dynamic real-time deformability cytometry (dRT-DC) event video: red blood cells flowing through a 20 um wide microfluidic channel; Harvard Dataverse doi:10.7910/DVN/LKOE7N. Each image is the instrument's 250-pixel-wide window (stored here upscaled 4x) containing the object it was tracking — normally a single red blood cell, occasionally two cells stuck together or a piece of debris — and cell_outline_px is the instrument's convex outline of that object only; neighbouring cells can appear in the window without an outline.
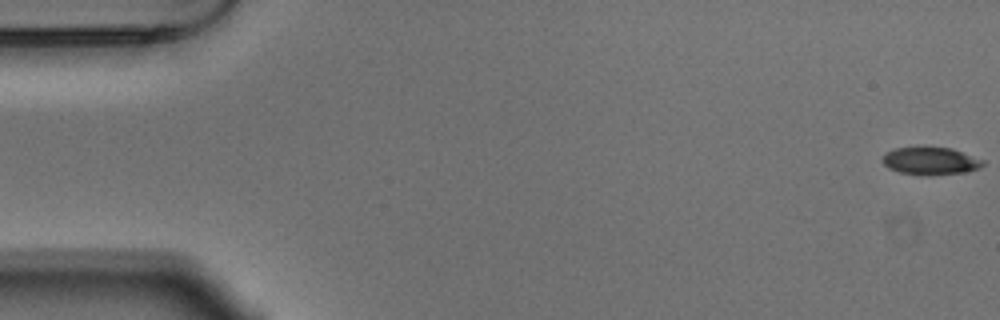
{"species": "Egyptian fruit bat (a non-hibernating species)", "species_latin": "Rousettus aegyptiacus", "temperature_condition": "warm", "stored_images_in_passage": 55, "camera_frame_rate_fps": 3000, "um_per_image_px": 0.085, "animal": {"sex": "male"}, "frame": {"image": 1, "passage_image": 1, "time_ms": 0.0, "image_size_px": [1000, 320], "cell_outline_px": [[984, 164], [980, 168], [964, 172], [932, 176], [924, 176], [900, 172], [888, 168], [880, 160], [884, 152], [896, 148], [924, 144], [952, 148], [984, 160]], "centroid_in_image_um": [79.04, 13.64], "position_along_channel_um": 6.0, "area_um2": 17.05}}
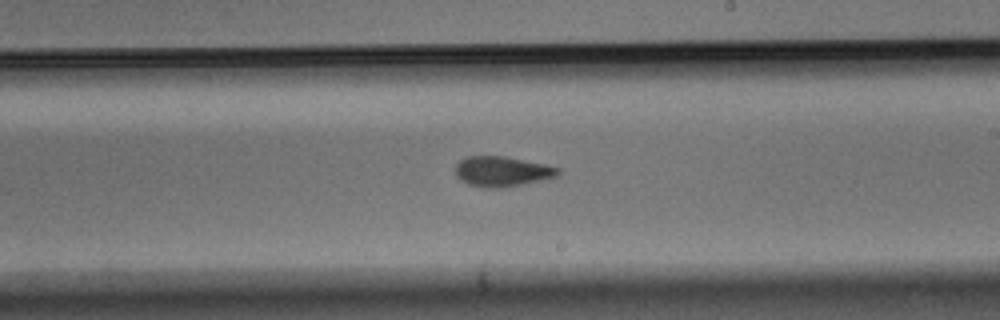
{"frame": {"image": 2, "passage_image": 32, "time_ms": 10.333, "image_size_px": [1000, 320], "cell_outline_px": [[560, 172], [556, 176], [544, 180], [504, 188], [484, 188], [468, 184], [460, 180], [456, 176], [456, 164], [460, 160], [468, 156], [504, 156], [544, 164], [560, 168]], "centroid_in_image_um": [42.67, 14.58], "position_along_channel_um": 246.3, "area_um2": 18.15}}
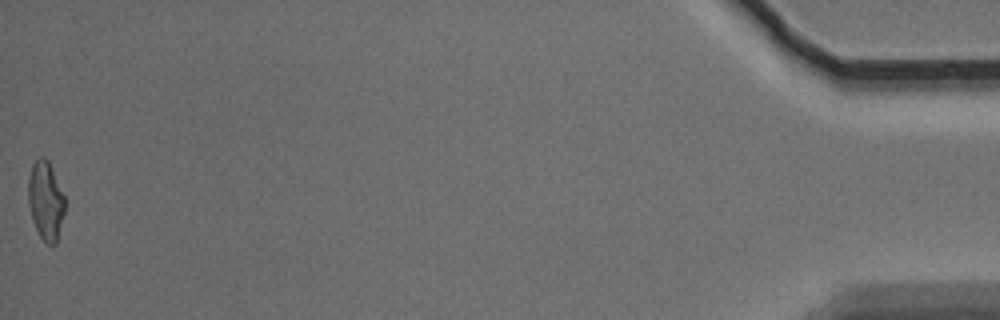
{"frame": {"image": 3, "passage_image": 55, "time_ms": 18.0, "image_size_px": [1000, 320], "cell_outline_px": [[64, 212], [56, 244], [48, 244], [40, 236], [32, 220], [28, 204], [28, 176], [32, 164], [40, 156], [44, 156], [48, 160], [52, 168], [64, 196]], "centroid_in_image_um": [3.86, 17.02], "position_along_channel_um": 431.3, "area_um2": 16.7}, "authors_computed_cell_mechanics": {"area_um2": 17.3978, "velocity_mm_per_s": 3.7137, "shape_relaxation_time_tau1_ms": 5.5618, "shape_relaxation_time_tau2_ms": 3.8706, "deformation_change_tau1": 0.17, "deformation_change_tau2": 0.1203}}